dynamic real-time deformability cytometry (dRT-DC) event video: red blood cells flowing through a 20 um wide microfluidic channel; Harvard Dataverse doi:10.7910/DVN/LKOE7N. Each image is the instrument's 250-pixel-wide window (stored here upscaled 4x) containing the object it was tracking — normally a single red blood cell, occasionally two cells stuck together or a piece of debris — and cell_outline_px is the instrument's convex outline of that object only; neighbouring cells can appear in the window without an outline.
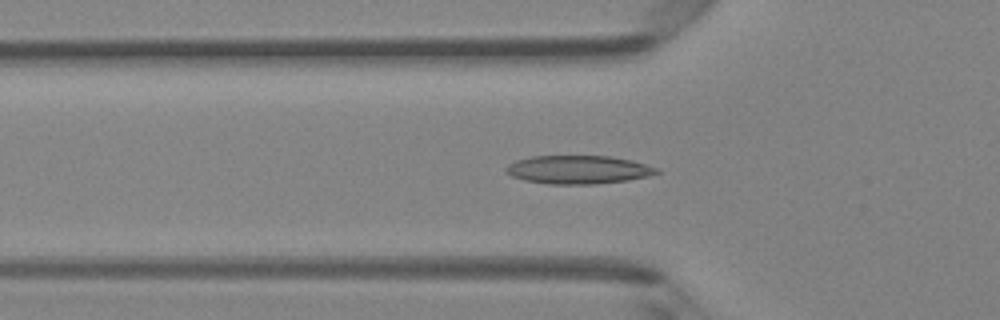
{"species": "Egyptian fruit bat (a non-hibernating species)", "species_latin": "Rousettus aegyptiacus", "temperature_condition": "room temperature", "stored_images_in_passage": 33, "camera_frame_rate_fps": 3000, "um_per_image_px": 0.085, "animal": {"sex": "female"}, "frame": {"image": 1, "passage_image": 5, "time_ms": 1.333, "image_size_px": [1000, 320], "cell_outline_px": [[660, 172], [648, 176], [628, 180], [596, 184], [548, 184], [524, 180], [512, 176], [504, 168], [508, 164], [516, 160], [532, 156], [612, 156], [632, 160], [660, 168]], "centroid_in_image_um": [49.18, 14.42], "position_along_channel_um": 76.6, "area_um2": 25.03}}
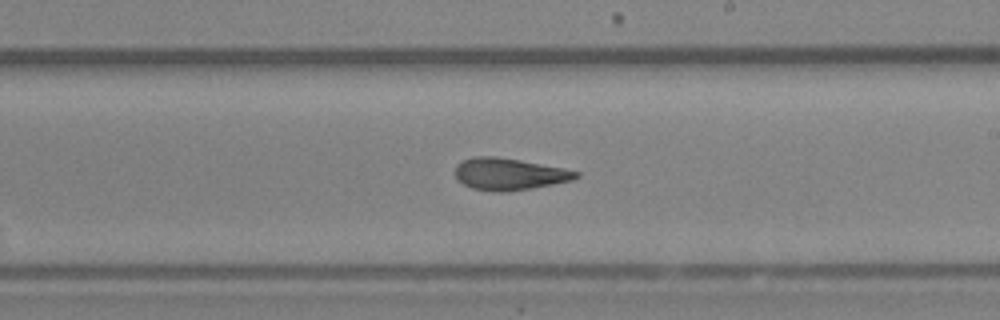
{"frame": {"image": 2, "passage_image": 17, "time_ms": 5.333, "image_size_px": [1000, 320], "cell_outline_px": [[580, 176], [572, 180], [532, 188], [504, 192], [492, 192], [472, 188], [456, 180], [452, 172], [456, 164], [472, 156], [496, 156], [520, 160], [580, 172]], "centroid_in_image_um": [43.19, 14.8], "position_along_channel_um": 245.8, "area_um2": 22.6}}
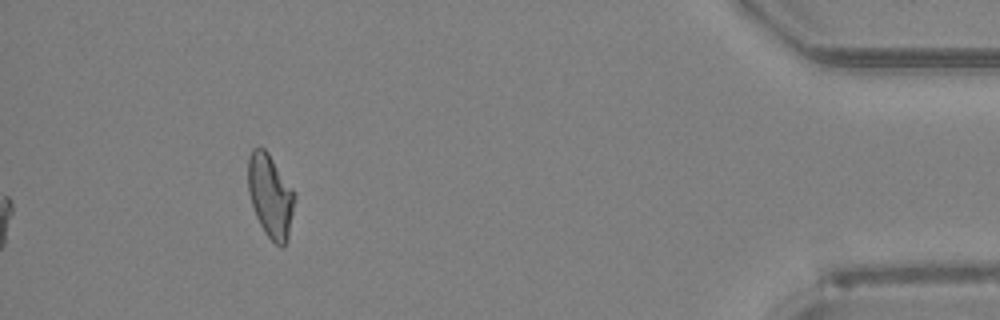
{"frame": {"image": 3, "passage_image": 33, "time_ms": 10.667, "image_size_px": [1000, 320], "cell_outline_px": [[296, 196], [288, 240], [280, 248], [264, 232], [256, 216], [248, 192], [248, 156], [252, 148], [264, 148], [268, 152], [292, 188]], "centroid_in_image_um": [22.98, 16.65], "position_along_channel_um": 412.2, "area_um2": 22.6}, "authors_computed_cell_mechanics": {"area_um2": 22.5998, "velocity_mm_per_s": 4.2296, "shape_relaxation_time_tau1_ms": 6.2198, "shape_relaxation_time_tau2_ms": 2.181, "deformation_change_tau1": 0.1749, "deformation_change_tau2": 0.0952}}